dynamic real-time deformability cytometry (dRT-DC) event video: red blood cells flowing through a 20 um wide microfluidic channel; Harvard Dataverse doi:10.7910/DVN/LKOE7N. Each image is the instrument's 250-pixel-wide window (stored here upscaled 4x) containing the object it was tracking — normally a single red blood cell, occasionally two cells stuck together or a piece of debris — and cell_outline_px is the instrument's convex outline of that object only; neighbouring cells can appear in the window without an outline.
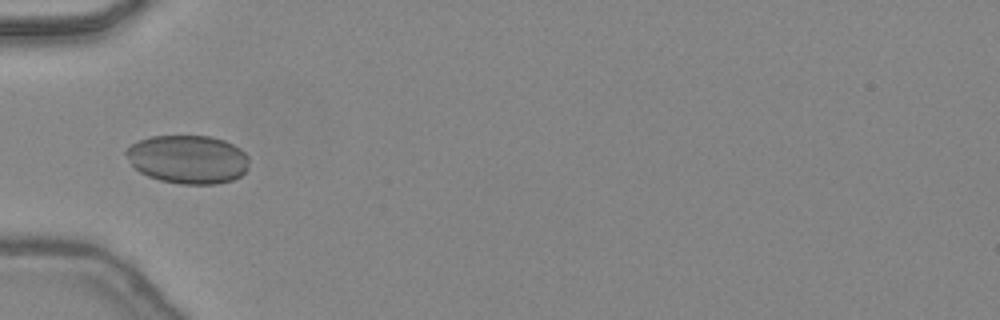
{"species": "common noctule bat (a hibernating species)", "species_latin": "Nyctalus noctula", "temperature_condition": "warm", "stored_images_in_passage": 3, "camera_frame_rate_fps": 3000, "um_per_image_px": 0.085, "animal": {"sex": "female", "body_mass_g": 24.6, "forearm_length_mm": 56.2}, "frame": {"image": 1, "passage_image": 1, "time_ms": 0.0, "image_size_px": [1000, 320], "cell_outline_px": [[248, 168], [240, 176], [232, 180], [216, 184], [180, 184], [160, 180], [148, 176], [140, 172], [132, 164], [124, 152], [132, 144], [140, 140], [152, 136], [212, 136], [224, 140], [240, 148], [248, 156]], "centroid_in_image_um": [15.99, 13.54], "position_along_channel_um": 69.0, "area_um2": 34.68}}